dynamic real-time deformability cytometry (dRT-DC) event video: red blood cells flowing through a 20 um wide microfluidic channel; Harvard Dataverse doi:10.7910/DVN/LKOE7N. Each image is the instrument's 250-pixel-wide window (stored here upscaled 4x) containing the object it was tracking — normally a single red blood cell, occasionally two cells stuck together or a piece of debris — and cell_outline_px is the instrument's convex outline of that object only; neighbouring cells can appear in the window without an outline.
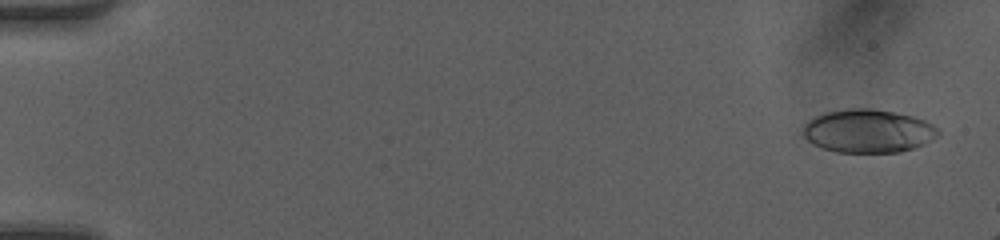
{"species": "human", "species_latin": "Homo sapiens", "temperature_condition": "room temperature", "stored_images_in_passage": 47, "camera_frame_rate_fps": 3000, "um_per_image_px": 0.085, "donor": {"sex": "female"}, "frame": {"image": 1, "passage_image": 2, "time_ms": 0.333, "image_size_px": [1000, 240], "cell_outline_px": [[940, 136], [916, 148], [900, 152], [836, 152], [812, 144], [800, 132], [804, 124], [808, 120], [824, 112], [848, 108], [868, 108], [892, 112], [912, 116], [924, 120], [940, 128]], "centroid_in_image_um": [73.8, 11.14], "position_along_channel_um": 11.2, "area_um2": 34.45}}
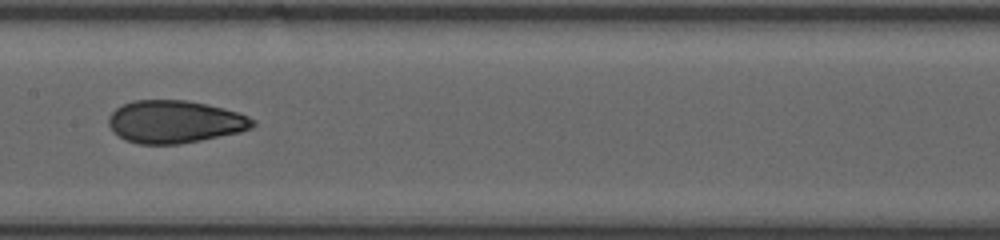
{"frame": {"image": 2, "passage_image": 26, "time_ms": 8.333, "image_size_px": [1000, 240], "cell_outline_px": [[256, 124], [252, 128], [240, 132], [180, 144], [140, 144], [124, 140], [112, 132], [108, 124], [108, 116], [116, 108], [132, 100], [184, 100], [224, 108], [248, 116], [256, 120]], "centroid_in_image_um": [14.84, 10.35], "position_along_channel_um": 192.6, "area_um2": 35.89}}
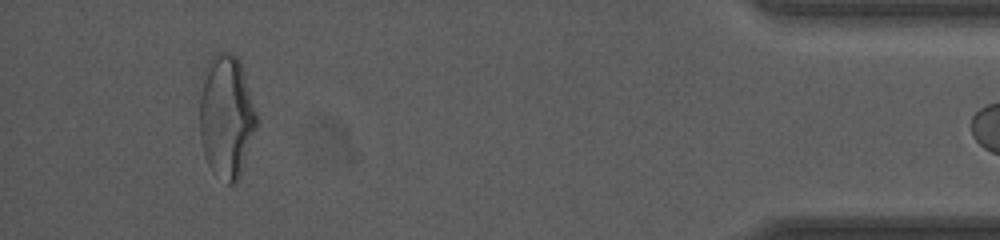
{"frame": {"image": 3, "passage_image": 46, "time_ms": 15.0, "image_size_px": [1000, 240], "cell_outline_px": [[256, 128], [240, 176], [236, 184], [228, 184], [212, 172], [204, 156], [200, 140], [200, 96], [204, 68], [208, 60], [216, 52], [228, 52], [236, 56], [240, 60], [256, 116]], "centroid_in_image_um": [19.21, 9.91], "position_along_channel_um": 416.0, "area_um2": 40.81}}